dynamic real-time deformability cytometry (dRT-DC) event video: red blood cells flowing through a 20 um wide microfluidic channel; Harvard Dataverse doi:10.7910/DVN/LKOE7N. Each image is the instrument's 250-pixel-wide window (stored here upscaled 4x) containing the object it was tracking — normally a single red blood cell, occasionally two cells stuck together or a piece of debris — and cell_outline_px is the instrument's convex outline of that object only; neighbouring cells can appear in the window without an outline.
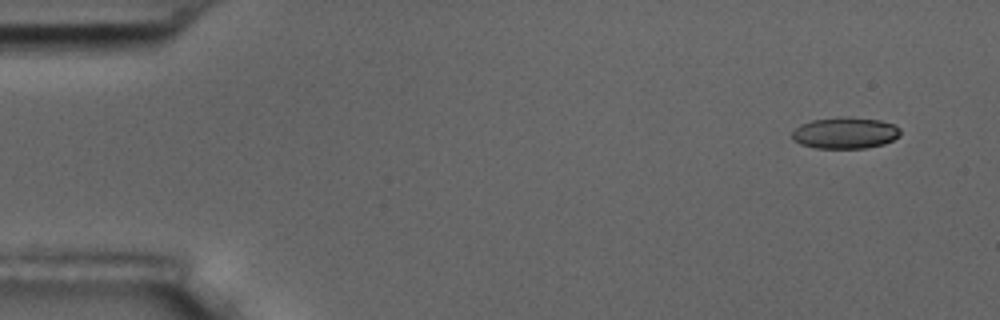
{"species": "common noctule bat (a hibernating species)", "species_latin": "Nyctalus noctula", "temperature_condition": "room temperature", "stored_images_in_passage": 6, "camera_frame_rate_fps": 3000, "um_per_image_px": 0.085, "animal": {"sex": "male", "body_mass_g": 17.5, "forearm_length_mm": 52.3}, "frame": {"image": 1, "passage_image": 1, "time_ms": 0.0, "image_size_px": [1000, 320], "cell_outline_px": [[900, 136], [884, 144], [864, 148], [816, 148], [800, 144], [792, 140], [792, 132], [800, 124], [812, 120], [836, 116], [848, 116], [880, 120], [892, 124], [900, 128]], "centroid_in_image_um": [71.82, 11.29], "position_along_channel_um": 13.2, "area_um2": 20.06}}
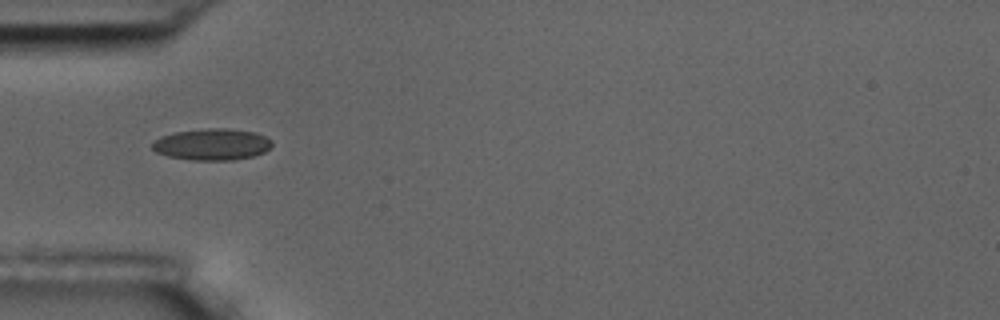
{"frame": {"image": 2, "passage_image": 5, "time_ms": 4.667, "image_size_px": [1000, 320], "cell_outline_px": [[272, 144], [264, 152], [252, 156], [232, 160], [192, 160], [168, 156], [156, 152], [152, 148], [152, 144], [160, 136], [176, 132], [208, 128], [228, 128], [256, 132], [272, 140]], "centroid_in_image_um": [18.02, 12.27], "position_along_channel_um": 67.0, "area_um2": 21.91}}